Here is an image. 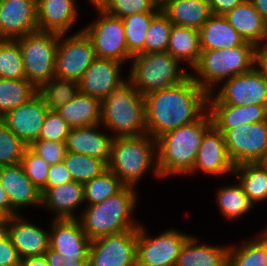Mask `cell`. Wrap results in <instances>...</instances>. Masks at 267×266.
<instances>
[{
    "instance_id": "6da1fadb",
    "label": "cell",
    "mask_w": 267,
    "mask_h": 266,
    "mask_svg": "<svg viewBox=\"0 0 267 266\" xmlns=\"http://www.w3.org/2000/svg\"><path fill=\"white\" fill-rule=\"evenodd\" d=\"M146 133L157 139L196 122L208 110V94L192 79L144 96Z\"/></svg>"
},
{
    "instance_id": "7a4b0ae2",
    "label": "cell",
    "mask_w": 267,
    "mask_h": 266,
    "mask_svg": "<svg viewBox=\"0 0 267 266\" xmlns=\"http://www.w3.org/2000/svg\"><path fill=\"white\" fill-rule=\"evenodd\" d=\"M213 125L208 110L196 121L159 136L158 168L161 179L186 177L193 169L205 132Z\"/></svg>"
},
{
    "instance_id": "3957f363",
    "label": "cell",
    "mask_w": 267,
    "mask_h": 266,
    "mask_svg": "<svg viewBox=\"0 0 267 266\" xmlns=\"http://www.w3.org/2000/svg\"><path fill=\"white\" fill-rule=\"evenodd\" d=\"M137 193L139 192L136 188L124 186L101 203L85 205L78 215L87 237L94 240L109 234L137 229L141 225L133 215L138 204Z\"/></svg>"
},
{
    "instance_id": "277c9868",
    "label": "cell",
    "mask_w": 267,
    "mask_h": 266,
    "mask_svg": "<svg viewBox=\"0 0 267 266\" xmlns=\"http://www.w3.org/2000/svg\"><path fill=\"white\" fill-rule=\"evenodd\" d=\"M107 169L113 172L124 186L134 188L151 169L153 176L161 179L156 139L147 133L113 139Z\"/></svg>"
},
{
    "instance_id": "5b68a950",
    "label": "cell",
    "mask_w": 267,
    "mask_h": 266,
    "mask_svg": "<svg viewBox=\"0 0 267 266\" xmlns=\"http://www.w3.org/2000/svg\"><path fill=\"white\" fill-rule=\"evenodd\" d=\"M100 124L114 139L146 134L145 99L129 79L102 100Z\"/></svg>"
},
{
    "instance_id": "8992f818",
    "label": "cell",
    "mask_w": 267,
    "mask_h": 266,
    "mask_svg": "<svg viewBox=\"0 0 267 266\" xmlns=\"http://www.w3.org/2000/svg\"><path fill=\"white\" fill-rule=\"evenodd\" d=\"M254 61L255 46L248 42L234 48L201 51L191 77L211 94L227 79L252 70Z\"/></svg>"
},
{
    "instance_id": "52a82bcc",
    "label": "cell",
    "mask_w": 267,
    "mask_h": 266,
    "mask_svg": "<svg viewBox=\"0 0 267 266\" xmlns=\"http://www.w3.org/2000/svg\"><path fill=\"white\" fill-rule=\"evenodd\" d=\"M130 63L127 78L142 96L175 86L191 76L168 52L140 53Z\"/></svg>"
},
{
    "instance_id": "ba28073f",
    "label": "cell",
    "mask_w": 267,
    "mask_h": 266,
    "mask_svg": "<svg viewBox=\"0 0 267 266\" xmlns=\"http://www.w3.org/2000/svg\"><path fill=\"white\" fill-rule=\"evenodd\" d=\"M16 40L21 48L26 79L39 89L55 77L59 34L36 31Z\"/></svg>"
},
{
    "instance_id": "9c48e42d",
    "label": "cell",
    "mask_w": 267,
    "mask_h": 266,
    "mask_svg": "<svg viewBox=\"0 0 267 266\" xmlns=\"http://www.w3.org/2000/svg\"><path fill=\"white\" fill-rule=\"evenodd\" d=\"M190 236L170 227L153 237L141 224L137 233V266H175L181 249Z\"/></svg>"
},
{
    "instance_id": "30bf717a",
    "label": "cell",
    "mask_w": 267,
    "mask_h": 266,
    "mask_svg": "<svg viewBox=\"0 0 267 266\" xmlns=\"http://www.w3.org/2000/svg\"><path fill=\"white\" fill-rule=\"evenodd\" d=\"M67 36L59 34L55 77L78 83L97 57L91 39L82 28Z\"/></svg>"
},
{
    "instance_id": "8fae6325",
    "label": "cell",
    "mask_w": 267,
    "mask_h": 266,
    "mask_svg": "<svg viewBox=\"0 0 267 266\" xmlns=\"http://www.w3.org/2000/svg\"><path fill=\"white\" fill-rule=\"evenodd\" d=\"M96 19L82 29L93 43L96 57L113 59L124 64L129 62L132 56L128 52L124 34V24L121 18L105 13L99 7Z\"/></svg>"
},
{
    "instance_id": "7c38bea8",
    "label": "cell",
    "mask_w": 267,
    "mask_h": 266,
    "mask_svg": "<svg viewBox=\"0 0 267 266\" xmlns=\"http://www.w3.org/2000/svg\"><path fill=\"white\" fill-rule=\"evenodd\" d=\"M223 83L208 94V104L267 106V78L255 67Z\"/></svg>"
},
{
    "instance_id": "4fadbf2b",
    "label": "cell",
    "mask_w": 267,
    "mask_h": 266,
    "mask_svg": "<svg viewBox=\"0 0 267 266\" xmlns=\"http://www.w3.org/2000/svg\"><path fill=\"white\" fill-rule=\"evenodd\" d=\"M223 135L229 158L235 166L264 162L267 158V120L234 127Z\"/></svg>"
},
{
    "instance_id": "5bb4252c",
    "label": "cell",
    "mask_w": 267,
    "mask_h": 266,
    "mask_svg": "<svg viewBox=\"0 0 267 266\" xmlns=\"http://www.w3.org/2000/svg\"><path fill=\"white\" fill-rule=\"evenodd\" d=\"M137 229L91 240L88 266H137Z\"/></svg>"
},
{
    "instance_id": "9a60e30c",
    "label": "cell",
    "mask_w": 267,
    "mask_h": 266,
    "mask_svg": "<svg viewBox=\"0 0 267 266\" xmlns=\"http://www.w3.org/2000/svg\"><path fill=\"white\" fill-rule=\"evenodd\" d=\"M234 167L227 152L224 135L212 125L202 138L194 167L187 176L203 172L211 177L224 179L226 175H233Z\"/></svg>"
},
{
    "instance_id": "2e32d148",
    "label": "cell",
    "mask_w": 267,
    "mask_h": 266,
    "mask_svg": "<svg viewBox=\"0 0 267 266\" xmlns=\"http://www.w3.org/2000/svg\"><path fill=\"white\" fill-rule=\"evenodd\" d=\"M50 225L49 247L64 256V261L89 260L91 240L79 219H53Z\"/></svg>"
},
{
    "instance_id": "e0dca14e",
    "label": "cell",
    "mask_w": 267,
    "mask_h": 266,
    "mask_svg": "<svg viewBox=\"0 0 267 266\" xmlns=\"http://www.w3.org/2000/svg\"><path fill=\"white\" fill-rule=\"evenodd\" d=\"M36 31L37 0H0V39L16 40Z\"/></svg>"
},
{
    "instance_id": "ac0fdd59",
    "label": "cell",
    "mask_w": 267,
    "mask_h": 266,
    "mask_svg": "<svg viewBox=\"0 0 267 266\" xmlns=\"http://www.w3.org/2000/svg\"><path fill=\"white\" fill-rule=\"evenodd\" d=\"M48 109L37 93L27 102L7 112L0 120L26 145L39 138Z\"/></svg>"
},
{
    "instance_id": "d6986e66",
    "label": "cell",
    "mask_w": 267,
    "mask_h": 266,
    "mask_svg": "<svg viewBox=\"0 0 267 266\" xmlns=\"http://www.w3.org/2000/svg\"><path fill=\"white\" fill-rule=\"evenodd\" d=\"M123 63L105 58H96L78 82L79 91L101 101L126 79L121 74Z\"/></svg>"
},
{
    "instance_id": "ffe728a7",
    "label": "cell",
    "mask_w": 267,
    "mask_h": 266,
    "mask_svg": "<svg viewBox=\"0 0 267 266\" xmlns=\"http://www.w3.org/2000/svg\"><path fill=\"white\" fill-rule=\"evenodd\" d=\"M0 184L7 192L11 216L19 215L24 207L41 206L42 193L26 176L20 163L0 166Z\"/></svg>"
},
{
    "instance_id": "44dd1931",
    "label": "cell",
    "mask_w": 267,
    "mask_h": 266,
    "mask_svg": "<svg viewBox=\"0 0 267 266\" xmlns=\"http://www.w3.org/2000/svg\"><path fill=\"white\" fill-rule=\"evenodd\" d=\"M8 236L20 258L44 255L49 248L50 231L38 227L21 214L8 217Z\"/></svg>"
},
{
    "instance_id": "7402d4cb",
    "label": "cell",
    "mask_w": 267,
    "mask_h": 266,
    "mask_svg": "<svg viewBox=\"0 0 267 266\" xmlns=\"http://www.w3.org/2000/svg\"><path fill=\"white\" fill-rule=\"evenodd\" d=\"M105 130L101 124L71 128L65 142L66 151L92 156L108 164L114 138Z\"/></svg>"
},
{
    "instance_id": "603a6c76",
    "label": "cell",
    "mask_w": 267,
    "mask_h": 266,
    "mask_svg": "<svg viewBox=\"0 0 267 266\" xmlns=\"http://www.w3.org/2000/svg\"><path fill=\"white\" fill-rule=\"evenodd\" d=\"M41 193V207L53 212L55 216L52 219H79L75 211L85 204L82 183L72 180L53 188H44Z\"/></svg>"
},
{
    "instance_id": "cb8c5ba5",
    "label": "cell",
    "mask_w": 267,
    "mask_h": 266,
    "mask_svg": "<svg viewBox=\"0 0 267 266\" xmlns=\"http://www.w3.org/2000/svg\"><path fill=\"white\" fill-rule=\"evenodd\" d=\"M76 0H37L38 29L67 34L79 17Z\"/></svg>"
},
{
    "instance_id": "d4e9b609",
    "label": "cell",
    "mask_w": 267,
    "mask_h": 266,
    "mask_svg": "<svg viewBox=\"0 0 267 266\" xmlns=\"http://www.w3.org/2000/svg\"><path fill=\"white\" fill-rule=\"evenodd\" d=\"M213 125L223 134L226 130L240 125L267 120V106L208 104Z\"/></svg>"
},
{
    "instance_id": "484cf974",
    "label": "cell",
    "mask_w": 267,
    "mask_h": 266,
    "mask_svg": "<svg viewBox=\"0 0 267 266\" xmlns=\"http://www.w3.org/2000/svg\"><path fill=\"white\" fill-rule=\"evenodd\" d=\"M205 243L201 244L198 237L191 234L184 243L175 266H227L229 244L220 246Z\"/></svg>"
},
{
    "instance_id": "4316f807",
    "label": "cell",
    "mask_w": 267,
    "mask_h": 266,
    "mask_svg": "<svg viewBox=\"0 0 267 266\" xmlns=\"http://www.w3.org/2000/svg\"><path fill=\"white\" fill-rule=\"evenodd\" d=\"M200 50L210 51L242 46L246 41L225 16L212 15L199 29Z\"/></svg>"
},
{
    "instance_id": "83f0119b",
    "label": "cell",
    "mask_w": 267,
    "mask_h": 266,
    "mask_svg": "<svg viewBox=\"0 0 267 266\" xmlns=\"http://www.w3.org/2000/svg\"><path fill=\"white\" fill-rule=\"evenodd\" d=\"M225 18L246 42L254 46L263 42L266 21L255 10L250 0L241 2L227 13Z\"/></svg>"
},
{
    "instance_id": "f1b7e54d",
    "label": "cell",
    "mask_w": 267,
    "mask_h": 266,
    "mask_svg": "<svg viewBox=\"0 0 267 266\" xmlns=\"http://www.w3.org/2000/svg\"><path fill=\"white\" fill-rule=\"evenodd\" d=\"M102 101L80 91L56 112L71 128L100 124Z\"/></svg>"
},
{
    "instance_id": "f546056e",
    "label": "cell",
    "mask_w": 267,
    "mask_h": 266,
    "mask_svg": "<svg viewBox=\"0 0 267 266\" xmlns=\"http://www.w3.org/2000/svg\"><path fill=\"white\" fill-rule=\"evenodd\" d=\"M161 11L173 24L197 30L212 16L207 0H173Z\"/></svg>"
},
{
    "instance_id": "4dcf8cb0",
    "label": "cell",
    "mask_w": 267,
    "mask_h": 266,
    "mask_svg": "<svg viewBox=\"0 0 267 266\" xmlns=\"http://www.w3.org/2000/svg\"><path fill=\"white\" fill-rule=\"evenodd\" d=\"M167 52L192 70L201 53L199 30L172 24Z\"/></svg>"
},
{
    "instance_id": "1f68e13d",
    "label": "cell",
    "mask_w": 267,
    "mask_h": 266,
    "mask_svg": "<svg viewBox=\"0 0 267 266\" xmlns=\"http://www.w3.org/2000/svg\"><path fill=\"white\" fill-rule=\"evenodd\" d=\"M233 176L237 177L253 204L267 201V165L264 162L237 165Z\"/></svg>"
},
{
    "instance_id": "d6a6232c",
    "label": "cell",
    "mask_w": 267,
    "mask_h": 266,
    "mask_svg": "<svg viewBox=\"0 0 267 266\" xmlns=\"http://www.w3.org/2000/svg\"><path fill=\"white\" fill-rule=\"evenodd\" d=\"M228 184L219 187L216 191V203L220 214L228 221L238 220L254 207L249 197L245 194L242 185Z\"/></svg>"
},
{
    "instance_id": "836d02e7",
    "label": "cell",
    "mask_w": 267,
    "mask_h": 266,
    "mask_svg": "<svg viewBox=\"0 0 267 266\" xmlns=\"http://www.w3.org/2000/svg\"><path fill=\"white\" fill-rule=\"evenodd\" d=\"M37 93L38 89L26 78H0V118L30 100Z\"/></svg>"
},
{
    "instance_id": "e575fe53",
    "label": "cell",
    "mask_w": 267,
    "mask_h": 266,
    "mask_svg": "<svg viewBox=\"0 0 267 266\" xmlns=\"http://www.w3.org/2000/svg\"><path fill=\"white\" fill-rule=\"evenodd\" d=\"M233 244L229 243L227 266H267V251L255 236Z\"/></svg>"
},
{
    "instance_id": "d590c367",
    "label": "cell",
    "mask_w": 267,
    "mask_h": 266,
    "mask_svg": "<svg viewBox=\"0 0 267 266\" xmlns=\"http://www.w3.org/2000/svg\"><path fill=\"white\" fill-rule=\"evenodd\" d=\"M158 13H138L122 18L128 52L132 57L144 53L146 32L149 29L152 19Z\"/></svg>"
},
{
    "instance_id": "8d00e7d4",
    "label": "cell",
    "mask_w": 267,
    "mask_h": 266,
    "mask_svg": "<svg viewBox=\"0 0 267 266\" xmlns=\"http://www.w3.org/2000/svg\"><path fill=\"white\" fill-rule=\"evenodd\" d=\"M63 161L73 181L82 184L100 176L107 170V164L103 160L88 155L66 152Z\"/></svg>"
},
{
    "instance_id": "74e56055",
    "label": "cell",
    "mask_w": 267,
    "mask_h": 266,
    "mask_svg": "<svg viewBox=\"0 0 267 266\" xmlns=\"http://www.w3.org/2000/svg\"><path fill=\"white\" fill-rule=\"evenodd\" d=\"M78 92L77 82L56 77H53L38 89V93L43 98L47 109L55 111L73 99Z\"/></svg>"
},
{
    "instance_id": "f35d334b",
    "label": "cell",
    "mask_w": 267,
    "mask_h": 266,
    "mask_svg": "<svg viewBox=\"0 0 267 266\" xmlns=\"http://www.w3.org/2000/svg\"><path fill=\"white\" fill-rule=\"evenodd\" d=\"M83 186L85 204L87 205L101 203L124 187L119 178L108 169L100 176L84 183Z\"/></svg>"
},
{
    "instance_id": "ab89813d",
    "label": "cell",
    "mask_w": 267,
    "mask_h": 266,
    "mask_svg": "<svg viewBox=\"0 0 267 266\" xmlns=\"http://www.w3.org/2000/svg\"><path fill=\"white\" fill-rule=\"evenodd\" d=\"M0 78H26L23 56L17 40L0 39Z\"/></svg>"
},
{
    "instance_id": "60d3db41",
    "label": "cell",
    "mask_w": 267,
    "mask_h": 266,
    "mask_svg": "<svg viewBox=\"0 0 267 266\" xmlns=\"http://www.w3.org/2000/svg\"><path fill=\"white\" fill-rule=\"evenodd\" d=\"M172 22L160 11L146 32L144 53L167 52Z\"/></svg>"
},
{
    "instance_id": "b9f144b4",
    "label": "cell",
    "mask_w": 267,
    "mask_h": 266,
    "mask_svg": "<svg viewBox=\"0 0 267 266\" xmlns=\"http://www.w3.org/2000/svg\"><path fill=\"white\" fill-rule=\"evenodd\" d=\"M99 8L121 19L132 14L161 11L156 7L154 0H105Z\"/></svg>"
},
{
    "instance_id": "7bdbcfd3",
    "label": "cell",
    "mask_w": 267,
    "mask_h": 266,
    "mask_svg": "<svg viewBox=\"0 0 267 266\" xmlns=\"http://www.w3.org/2000/svg\"><path fill=\"white\" fill-rule=\"evenodd\" d=\"M26 147L0 120V166L19 164Z\"/></svg>"
},
{
    "instance_id": "ee69618b",
    "label": "cell",
    "mask_w": 267,
    "mask_h": 266,
    "mask_svg": "<svg viewBox=\"0 0 267 266\" xmlns=\"http://www.w3.org/2000/svg\"><path fill=\"white\" fill-rule=\"evenodd\" d=\"M26 176L42 191L46 187L47 175L50 165L28 146L25 148L20 162Z\"/></svg>"
},
{
    "instance_id": "f6af8a7d",
    "label": "cell",
    "mask_w": 267,
    "mask_h": 266,
    "mask_svg": "<svg viewBox=\"0 0 267 266\" xmlns=\"http://www.w3.org/2000/svg\"><path fill=\"white\" fill-rule=\"evenodd\" d=\"M71 127L55 111L48 110L38 139L65 143Z\"/></svg>"
},
{
    "instance_id": "bcb514c9",
    "label": "cell",
    "mask_w": 267,
    "mask_h": 266,
    "mask_svg": "<svg viewBox=\"0 0 267 266\" xmlns=\"http://www.w3.org/2000/svg\"><path fill=\"white\" fill-rule=\"evenodd\" d=\"M49 165L60 163L66 155V143L37 139L28 146Z\"/></svg>"
},
{
    "instance_id": "7dc6e473",
    "label": "cell",
    "mask_w": 267,
    "mask_h": 266,
    "mask_svg": "<svg viewBox=\"0 0 267 266\" xmlns=\"http://www.w3.org/2000/svg\"><path fill=\"white\" fill-rule=\"evenodd\" d=\"M72 180V176L68 171L66 164L62 161L60 163L50 165L45 188H53Z\"/></svg>"
},
{
    "instance_id": "c3c4849f",
    "label": "cell",
    "mask_w": 267,
    "mask_h": 266,
    "mask_svg": "<svg viewBox=\"0 0 267 266\" xmlns=\"http://www.w3.org/2000/svg\"><path fill=\"white\" fill-rule=\"evenodd\" d=\"M20 257L10 237L0 243V266H19Z\"/></svg>"
},
{
    "instance_id": "681fc988",
    "label": "cell",
    "mask_w": 267,
    "mask_h": 266,
    "mask_svg": "<svg viewBox=\"0 0 267 266\" xmlns=\"http://www.w3.org/2000/svg\"><path fill=\"white\" fill-rule=\"evenodd\" d=\"M49 266H88L89 260L64 261V256L59 254L52 248H48L45 252Z\"/></svg>"
},
{
    "instance_id": "f907efd6",
    "label": "cell",
    "mask_w": 267,
    "mask_h": 266,
    "mask_svg": "<svg viewBox=\"0 0 267 266\" xmlns=\"http://www.w3.org/2000/svg\"><path fill=\"white\" fill-rule=\"evenodd\" d=\"M212 15L225 16L233 8L245 0H207Z\"/></svg>"
},
{
    "instance_id": "816d5d0a",
    "label": "cell",
    "mask_w": 267,
    "mask_h": 266,
    "mask_svg": "<svg viewBox=\"0 0 267 266\" xmlns=\"http://www.w3.org/2000/svg\"><path fill=\"white\" fill-rule=\"evenodd\" d=\"M254 67L267 78V45L261 43L255 46Z\"/></svg>"
},
{
    "instance_id": "f5cc1de1",
    "label": "cell",
    "mask_w": 267,
    "mask_h": 266,
    "mask_svg": "<svg viewBox=\"0 0 267 266\" xmlns=\"http://www.w3.org/2000/svg\"><path fill=\"white\" fill-rule=\"evenodd\" d=\"M19 266H49L45 255L20 258Z\"/></svg>"
},
{
    "instance_id": "db71d44e",
    "label": "cell",
    "mask_w": 267,
    "mask_h": 266,
    "mask_svg": "<svg viewBox=\"0 0 267 266\" xmlns=\"http://www.w3.org/2000/svg\"><path fill=\"white\" fill-rule=\"evenodd\" d=\"M0 210L6 215L11 216V205L7 192L0 184Z\"/></svg>"
},
{
    "instance_id": "11a10c76",
    "label": "cell",
    "mask_w": 267,
    "mask_h": 266,
    "mask_svg": "<svg viewBox=\"0 0 267 266\" xmlns=\"http://www.w3.org/2000/svg\"><path fill=\"white\" fill-rule=\"evenodd\" d=\"M255 10L267 21V0H250Z\"/></svg>"
},
{
    "instance_id": "9f6ffc18",
    "label": "cell",
    "mask_w": 267,
    "mask_h": 266,
    "mask_svg": "<svg viewBox=\"0 0 267 266\" xmlns=\"http://www.w3.org/2000/svg\"><path fill=\"white\" fill-rule=\"evenodd\" d=\"M8 237V216L0 220V243Z\"/></svg>"
},
{
    "instance_id": "6f0895ef",
    "label": "cell",
    "mask_w": 267,
    "mask_h": 266,
    "mask_svg": "<svg viewBox=\"0 0 267 266\" xmlns=\"http://www.w3.org/2000/svg\"><path fill=\"white\" fill-rule=\"evenodd\" d=\"M255 237L263 244L267 251V226L259 233V235H256Z\"/></svg>"
},
{
    "instance_id": "680465c9",
    "label": "cell",
    "mask_w": 267,
    "mask_h": 266,
    "mask_svg": "<svg viewBox=\"0 0 267 266\" xmlns=\"http://www.w3.org/2000/svg\"><path fill=\"white\" fill-rule=\"evenodd\" d=\"M172 1L173 0H154V3L159 10H162L164 7H166Z\"/></svg>"
},
{
    "instance_id": "91938a15",
    "label": "cell",
    "mask_w": 267,
    "mask_h": 266,
    "mask_svg": "<svg viewBox=\"0 0 267 266\" xmlns=\"http://www.w3.org/2000/svg\"><path fill=\"white\" fill-rule=\"evenodd\" d=\"M90 1L89 3L91 4V6L95 7H99L100 6V0H88Z\"/></svg>"
},
{
    "instance_id": "94428289",
    "label": "cell",
    "mask_w": 267,
    "mask_h": 266,
    "mask_svg": "<svg viewBox=\"0 0 267 266\" xmlns=\"http://www.w3.org/2000/svg\"><path fill=\"white\" fill-rule=\"evenodd\" d=\"M262 44L267 45V21H266V27H265V36H264V40H263Z\"/></svg>"
},
{
    "instance_id": "6125c7cd",
    "label": "cell",
    "mask_w": 267,
    "mask_h": 266,
    "mask_svg": "<svg viewBox=\"0 0 267 266\" xmlns=\"http://www.w3.org/2000/svg\"><path fill=\"white\" fill-rule=\"evenodd\" d=\"M6 217V215L0 210V220H3Z\"/></svg>"
}]
</instances>
